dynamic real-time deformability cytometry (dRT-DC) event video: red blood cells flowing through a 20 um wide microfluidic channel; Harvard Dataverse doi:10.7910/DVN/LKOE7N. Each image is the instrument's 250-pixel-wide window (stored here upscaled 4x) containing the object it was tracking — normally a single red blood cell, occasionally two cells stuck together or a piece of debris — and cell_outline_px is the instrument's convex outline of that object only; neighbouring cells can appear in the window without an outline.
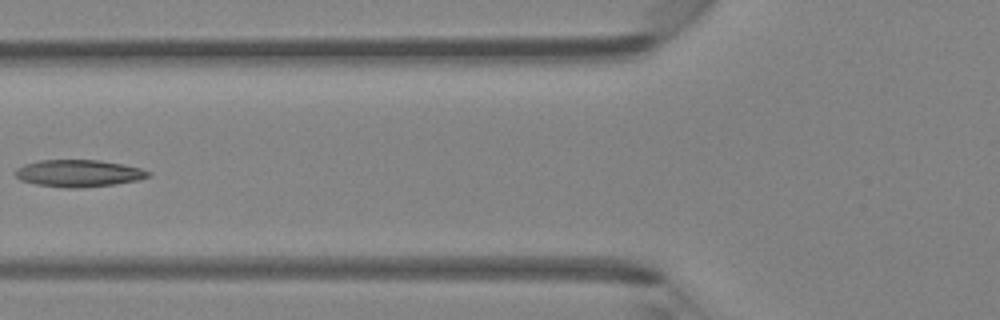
{"species": "Egyptian fruit bat (a non-hibernating species)", "species_latin": "Rousettus aegyptiacus", "temperature_condition": "room temperature", "stored_images_in_passage": 4, "camera_frame_rate_fps": 3000, "um_per_image_px": 0.085, "animal": {"sex": "female"}, "frame": {"image": 1, "passage_image": 4, "time_ms": 4.333, "image_size_px": [1000, 320], "cell_outline_px": [[152, 172], [148, 176], [136, 180], [116, 184], [80, 188], [68, 188], [36, 184], [20, 180], [12, 172], [16, 168], [24, 164], [40, 160], [100, 160], [124, 164], [140, 168]], "centroid_in_image_um": [6.65, 14.72], "position_along_channel_um": 119.2, "area_um2": 21.04}}